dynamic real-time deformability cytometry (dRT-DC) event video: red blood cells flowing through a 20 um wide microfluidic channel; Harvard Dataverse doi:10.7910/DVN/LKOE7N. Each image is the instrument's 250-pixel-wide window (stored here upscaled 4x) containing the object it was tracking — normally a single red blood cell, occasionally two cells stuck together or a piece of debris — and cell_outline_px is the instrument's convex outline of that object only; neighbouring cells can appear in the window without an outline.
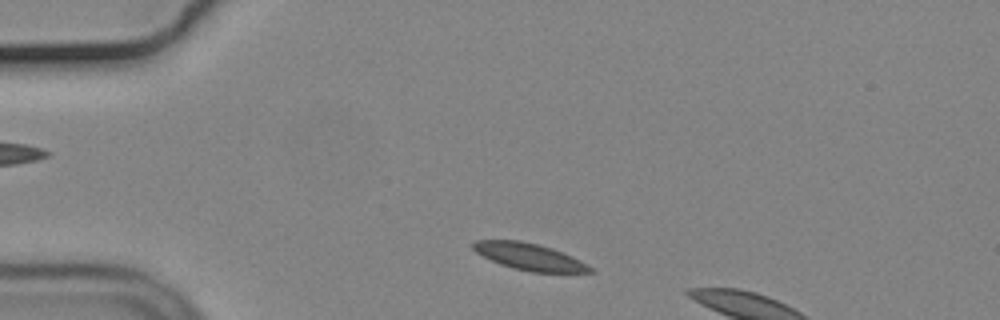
{"species": "common noctule bat (a hibernating species)", "species_latin": "Nyctalus noctula", "temperature_condition": "cold", "stored_images_in_passage": 7, "camera_frame_rate_fps": 3000, "um_per_image_px": 0.085, "animal": {"sex": "male", "body_mass_g": 19.2, "forearm_length_mm": 51.8}, "frame": {"image": 1, "passage_image": 4, "time_ms": 1.0, "image_size_px": [1000, 320], "cell_outline_px": [[596, 272], [532, 272], [512, 268], [500, 264], [476, 252], [472, 248], [472, 244], [476, 240], [520, 240], [552, 248], [572, 256], [588, 264]], "centroid_in_image_um": [45.01, 21.82], "position_along_channel_um": 40.0, "area_um2": 18.15}}